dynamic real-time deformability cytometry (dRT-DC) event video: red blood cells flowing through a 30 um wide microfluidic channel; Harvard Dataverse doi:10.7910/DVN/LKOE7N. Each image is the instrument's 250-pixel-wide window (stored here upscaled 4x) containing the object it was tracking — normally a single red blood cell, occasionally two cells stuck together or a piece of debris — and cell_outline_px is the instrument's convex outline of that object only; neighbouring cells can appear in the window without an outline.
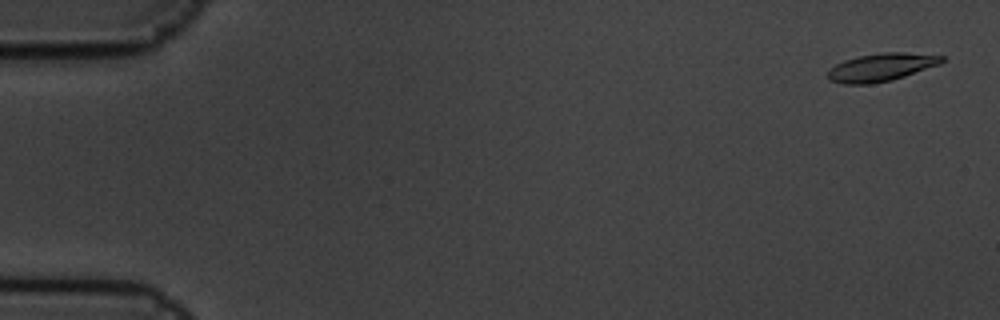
{"species": "common noctule bat (a hibernating species)", "species_latin": "Nyctalus noctula", "temperature_condition": "cold", "stored_images_in_passage": 6, "camera_frame_rate_fps": 3000, "um_per_image_px": 0.085, "animal": {"sex": "male", "body_mass_g": 19.5, "forearm_length_mm": 54.6}, "frame": {"image": 1, "passage_image": 1, "time_ms": 0.0, "image_size_px": [1000, 320], "cell_outline_px": [[944, 60], [940, 64], [892, 80], [872, 84], [844, 84], [828, 80], [828, 68], [844, 60], [860, 56], [884, 52], [904, 52], [944, 56]], "centroid_in_image_um": [74.87, 5.72], "position_along_channel_um": 10.1, "area_um2": 18.5}}
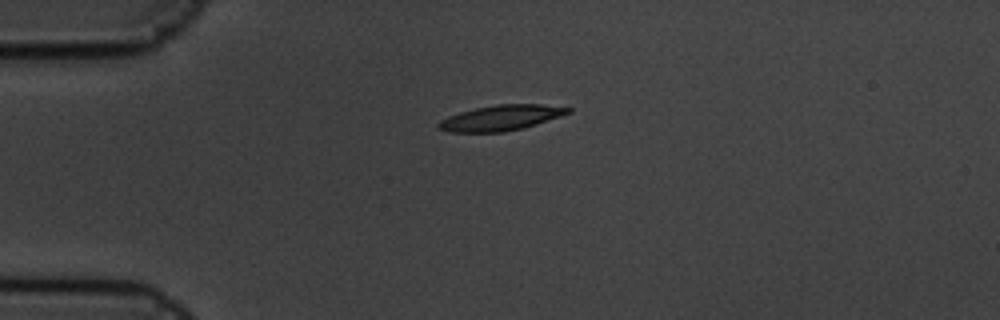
{"frame": {"image": 2, "passage_image": 4, "time_ms": 1.0, "image_size_px": [1000, 320], "cell_outline_px": [[572, 112], [524, 128], [504, 132], [452, 132], [436, 128], [436, 124], [440, 120], [448, 116], [460, 112], [476, 108], [496, 104], [540, 104], [572, 108]], "centroid_in_image_um": [42.56, 10.02], "position_along_channel_um": 42.4, "area_um2": 19.19}}
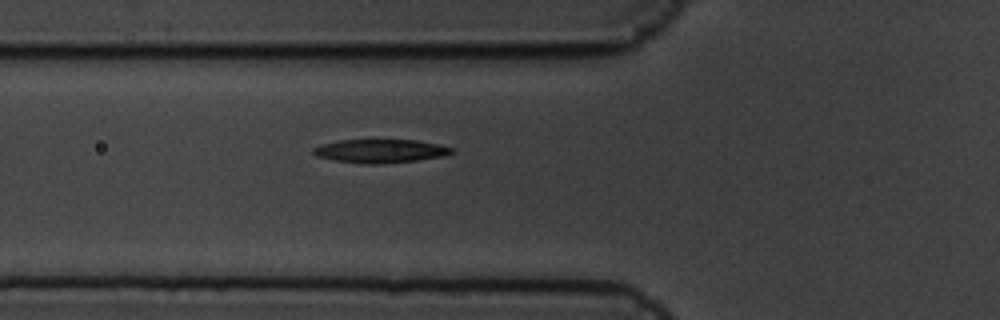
{"frame": {"image": 3, "passage_image": 6, "time_ms": 1.667, "image_size_px": [1000, 320], "cell_outline_px": [[452, 152], [444, 156], [416, 160], [380, 164], [360, 164], [336, 160], [316, 156], [312, 152], [312, 148], [324, 144], [340, 140], [416, 140], [440, 144], [452, 148]], "centroid_in_image_um": [32.32, 12.84], "position_along_channel_um": 93.5, "area_um2": 18.84}}